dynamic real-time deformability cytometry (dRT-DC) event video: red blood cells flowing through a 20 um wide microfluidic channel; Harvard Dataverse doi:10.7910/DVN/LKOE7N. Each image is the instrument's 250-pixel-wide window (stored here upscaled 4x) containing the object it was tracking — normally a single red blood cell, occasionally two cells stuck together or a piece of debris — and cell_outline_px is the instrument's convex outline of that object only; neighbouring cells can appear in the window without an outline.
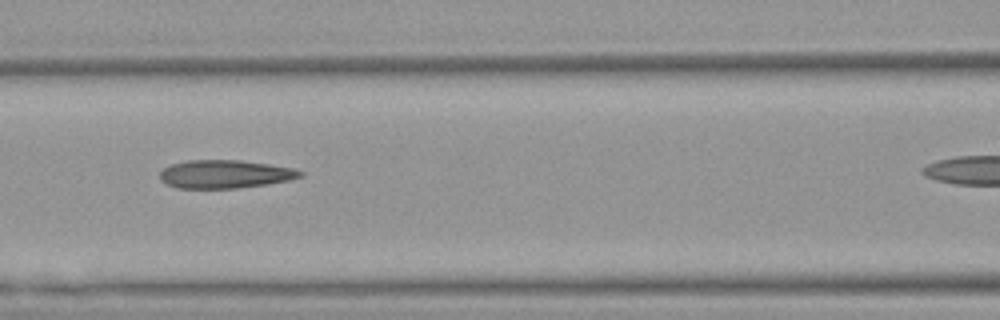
{"species": "Egyptian fruit bat (a non-hibernating species)", "species_latin": "Rousettus aegyptiacus", "temperature_condition": "warm", "stored_images_in_passage": 7, "segment_of_instrument_passage": [1, 2], "camera_frame_rate_fps": 3000, "um_per_image_px": 0.085, "animal": {"sex": "female"}, "frame": {"image": 1, "passage_image": 4, "time_ms": 1.0, "image_size_px": [1000, 320], "cell_outline_px": [[304, 176], [288, 180], [268, 184], [236, 188], [176, 188], [160, 180], [160, 172], [164, 168], [172, 164], [188, 160], [240, 160], [296, 168], [304, 172]], "centroid_in_image_um": [19.15, 14.8], "position_along_channel_um": 147.4, "area_um2": 23.12}}
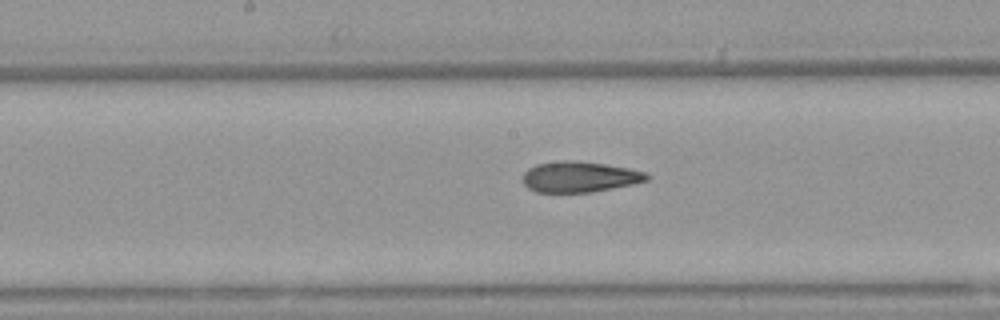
{"frame": {"image": 2, "passage_image": 6, "time_ms": 1.667, "image_size_px": [1000, 320], "cell_outline_px": [[652, 176], [648, 180], [632, 184], [592, 192], [536, 192], [528, 188], [524, 184], [524, 172], [528, 168], [536, 164], [560, 160], [576, 160], [604, 164], [628, 168], [648, 172]], "centroid_in_image_um": [49.28, 15.02], "position_along_channel_um": 198.9, "area_um2": 22.31}}